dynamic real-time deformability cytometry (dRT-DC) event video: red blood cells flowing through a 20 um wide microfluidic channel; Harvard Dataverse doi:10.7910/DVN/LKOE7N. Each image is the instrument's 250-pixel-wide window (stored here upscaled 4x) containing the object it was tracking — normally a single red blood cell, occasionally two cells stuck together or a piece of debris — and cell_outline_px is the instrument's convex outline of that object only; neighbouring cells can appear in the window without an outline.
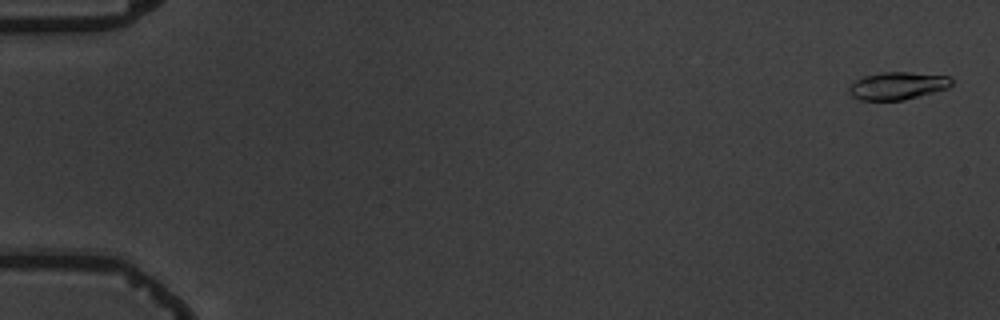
{"species": "common noctule bat (a hibernating species)", "species_latin": "Nyctalus noctula", "temperature_condition": "warm", "stored_images_in_passage": 8, "camera_frame_rate_fps": 3000, "um_per_image_px": 0.085, "animal": {"sex": "male", "body_mass_g": 19.5, "forearm_length_mm": 54.6}, "frame": {"image": 1, "passage_image": 1, "time_ms": 0.0, "image_size_px": [1000, 320], "cell_outline_px": [[952, 84], [948, 88], [904, 100], [860, 100], [852, 96], [848, 92], [848, 88], [856, 80], [864, 76], [880, 72], [908, 72], [948, 76], [952, 80]], "centroid_in_image_um": [76.27, 7.29], "position_along_channel_um": 8.7, "area_um2": 16.42}}
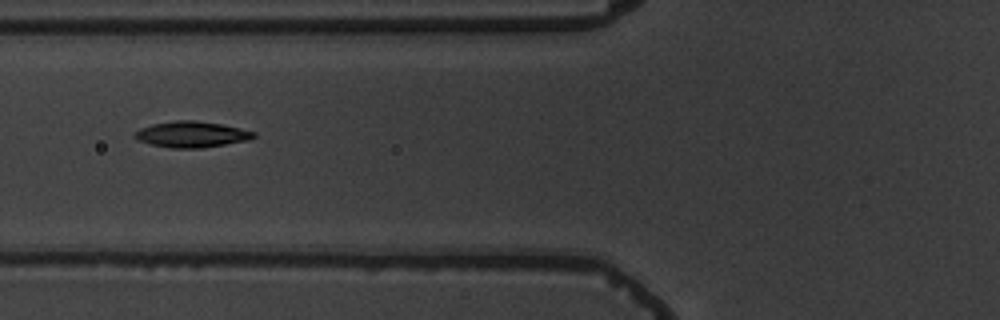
{"frame": {"image": 2, "passage_image": 7, "time_ms": 7.0, "image_size_px": [1000, 320], "cell_outline_px": [[256, 136], [248, 140], [200, 148], [172, 148], [152, 144], [140, 140], [132, 136], [140, 128], [152, 124], [176, 120], [196, 120], [220, 124], [240, 128], [256, 132]], "centroid_in_image_um": [16.29, 11.41], "position_along_channel_um": 109.5, "area_um2": 17.8}}
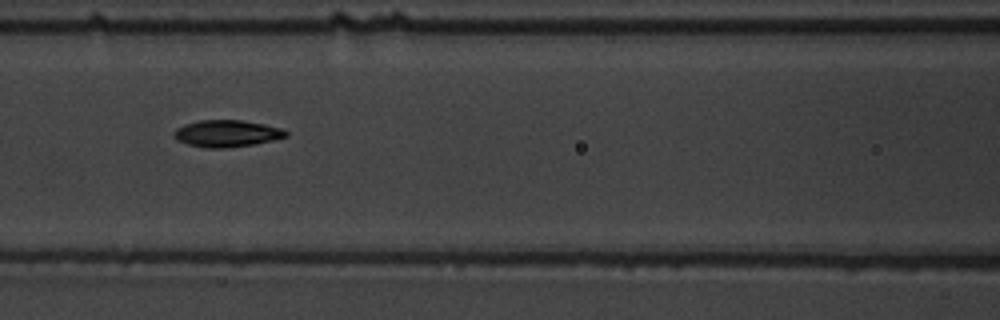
{"frame": {"image": 3, "passage_image": 8, "time_ms": 8.0, "image_size_px": [1000, 320], "cell_outline_px": [[288, 136], [272, 140], [252, 144], [228, 148], [204, 148], [188, 144], [176, 140], [172, 136], [172, 132], [176, 128], [184, 124], [200, 120], [244, 120], [264, 124], [280, 128], [288, 132]], "centroid_in_image_um": [19.22, 11.34], "position_along_channel_um": 147.4, "area_um2": 17.63}}